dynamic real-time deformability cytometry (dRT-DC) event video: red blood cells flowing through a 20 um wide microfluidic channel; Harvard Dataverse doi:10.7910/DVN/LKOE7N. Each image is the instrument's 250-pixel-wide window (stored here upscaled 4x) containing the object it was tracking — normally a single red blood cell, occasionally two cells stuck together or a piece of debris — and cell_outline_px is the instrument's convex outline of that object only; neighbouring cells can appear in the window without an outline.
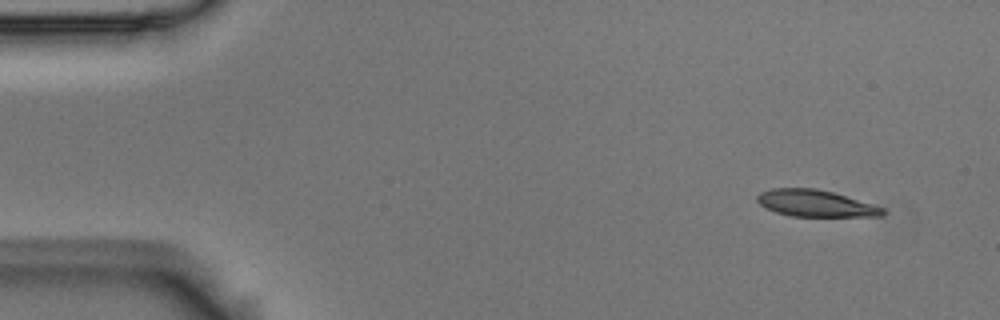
{"species": "Egyptian fruit bat (a non-hibernating species)", "species_latin": "Rousettus aegyptiacus", "temperature_condition": "room temperature", "stored_images_in_passage": 5, "camera_frame_rate_fps": 3000, "um_per_image_px": 0.085, "animal": {"sex": "male"}, "frame": {"image": 1, "passage_image": 1, "time_ms": 0.0, "image_size_px": [1000, 320], "cell_outline_px": [[884, 216], [792, 216], [776, 212], [764, 208], [756, 200], [756, 196], [760, 192], [772, 188], [816, 188], [832, 192], [872, 204], [884, 208]], "centroid_in_image_um": [69.27, 17.28], "position_along_channel_um": 15.7, "area_um2": 19.42}}
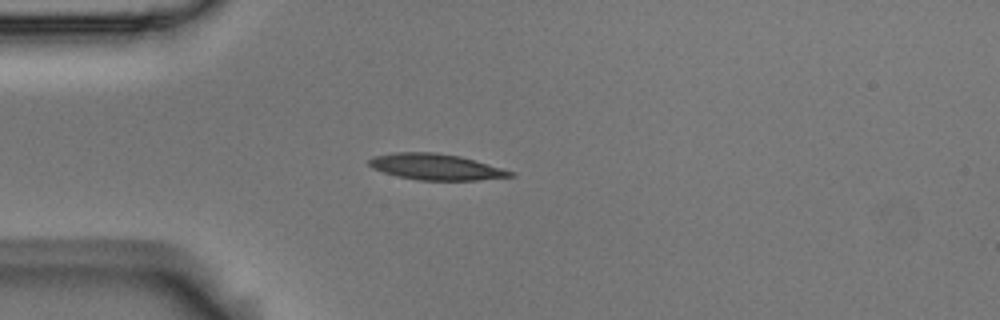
{"frame": {"image": 2, "passage_image": 4, "time_ms": 1.0, "image_size_px": [1000, 320], "cell_outline_px": [[516, 176], [476, 180], [420, 180], [400, 176], [384, 172], [372, 168], [368, 164], [368, 160], [372, 156], [396, 152], [432, 152], [460, 156], [516, 172]], "centroid_in_image_um": [37.06, 14.18], "position_along_channel_um": 47.9, "area_um2": 21.33}}